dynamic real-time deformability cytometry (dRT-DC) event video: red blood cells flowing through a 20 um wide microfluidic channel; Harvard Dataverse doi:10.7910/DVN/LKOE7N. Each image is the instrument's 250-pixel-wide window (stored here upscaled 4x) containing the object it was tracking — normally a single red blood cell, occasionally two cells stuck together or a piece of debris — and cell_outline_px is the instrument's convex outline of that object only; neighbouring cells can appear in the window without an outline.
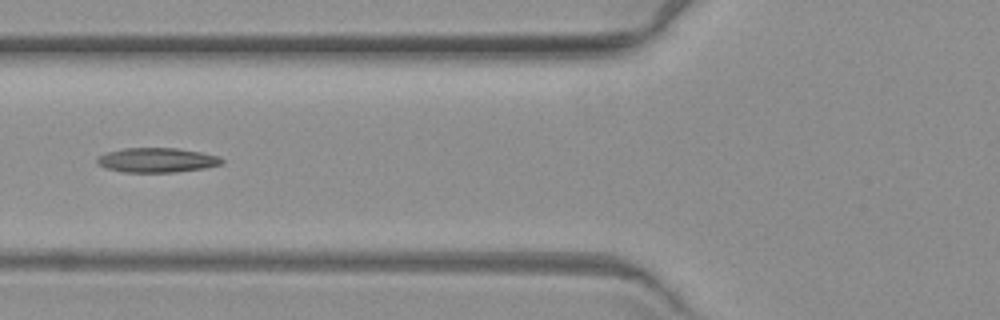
{"species": "common noctule bat (a hibernating species)", "species_latin": "Nyctalus noctula", "temperature_condition": "warm", "stored_images_in_passage": 9, "camera_frame_rate_fps": 3000, "um_per_image_px": 0.085, "animal": {"sex": "female", "body_mass_g": 19.3, "forearm_length_mm": 54.1}, "frame": {"image": 1, "passage_image": 7, "time_ms": 8.333, "image_size_px": [1000, 320], "cell_outline_px": [[224, 164], [204, 168], [176, 172], [124, 172], [104, 168], [96, 160], [100, 156], [108, 152], [124, 148], [176, 148], [200, 152], [220, 156], [224, 160]], "centroid_in_image_um": [13.39, 13.61], "position_along_channel_um": 112.4, "area_um2": 17.8}}
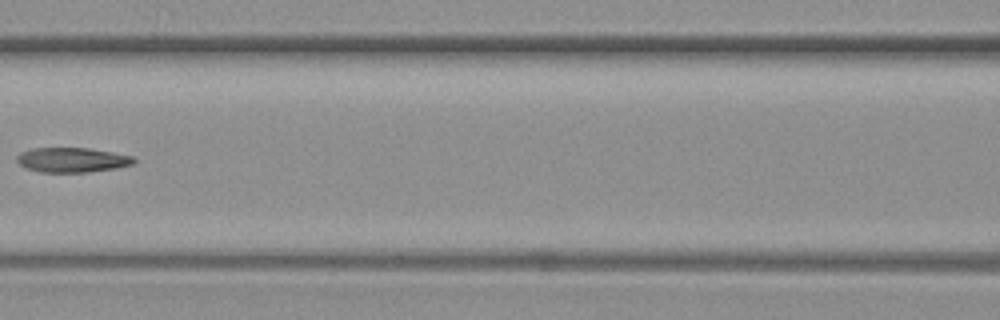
{"frame": {"image": 2, "passage_image": 8, "time_ms": 9.667, "image_size_px": [1000, 320], "cell_outline_px": [[136, 160], [132, 164], [116, 168], [88, 172], [40, 172], [28, 168], [20, 164], [16, 160], [16, 156], [20, 152], [32, 148], [88, 148], [112, 152], [132, 156]], "centroid_in_image_um": [6.11, 13.59], "position_along_channel_um": 160.5, "area_um2": 16.76}}
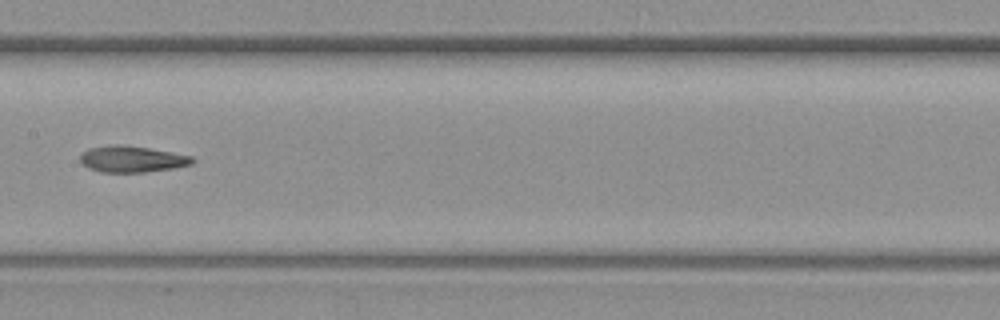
{"frame": {"image": 3, "passage_image": 9, "time_ms": 10.667, "image_size_px": [1000, 320], "cell_outline_px": [[196, 160], [192, 164], [172, 168], [144, 172], [100, 172], [88, 168], [80, 160], [80, 156], [88, 148], [108, 144], [120, 144], [148, 148], [192, 156]], "centroid_in_image_um": [11.2, 13.51], "position_along_channel_um": 196.2, "area_um2": 17.17}}